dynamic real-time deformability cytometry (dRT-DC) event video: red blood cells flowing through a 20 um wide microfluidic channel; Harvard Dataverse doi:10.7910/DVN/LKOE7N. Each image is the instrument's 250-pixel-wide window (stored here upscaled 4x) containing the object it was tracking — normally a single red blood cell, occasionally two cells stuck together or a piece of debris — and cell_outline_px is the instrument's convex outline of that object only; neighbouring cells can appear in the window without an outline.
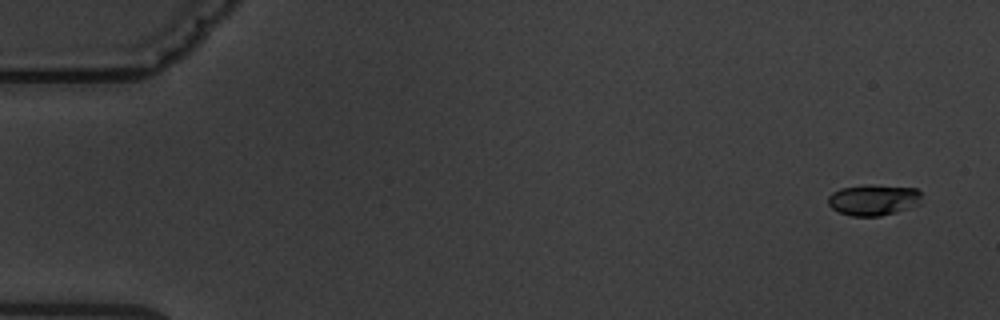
{"species": "common noctule bat (a hibernating species)", "species_latin": "Nyctalus noctula", "temperature_condition": "warm", "stored_images_in_passage": 4, "segment_of_instrument_passage": [1, 2], "camera_frame_rate_fps": 3000, "um_per_image_px": 0.085, "animal": {"sex": "male", "body_mass_g": 19.5, "forearm_length_mm": 54.6}, "frame": {"image": 1, "passage_image": 1, "time_ms": 0.0, "image_size_px": [1000, 320], "cell_outline_px": [[920, 204], [896, 212], [880, 216], [852, 216], [840, 212], [832, 208], [828, 204], [828, 196], [832, 192], [840, 188], [916, 188], [920, 192]], "centroid_in_image_um": [74.22, 17.06], "position_along_channel_um": 10.8, "area_um2": 15.84}}